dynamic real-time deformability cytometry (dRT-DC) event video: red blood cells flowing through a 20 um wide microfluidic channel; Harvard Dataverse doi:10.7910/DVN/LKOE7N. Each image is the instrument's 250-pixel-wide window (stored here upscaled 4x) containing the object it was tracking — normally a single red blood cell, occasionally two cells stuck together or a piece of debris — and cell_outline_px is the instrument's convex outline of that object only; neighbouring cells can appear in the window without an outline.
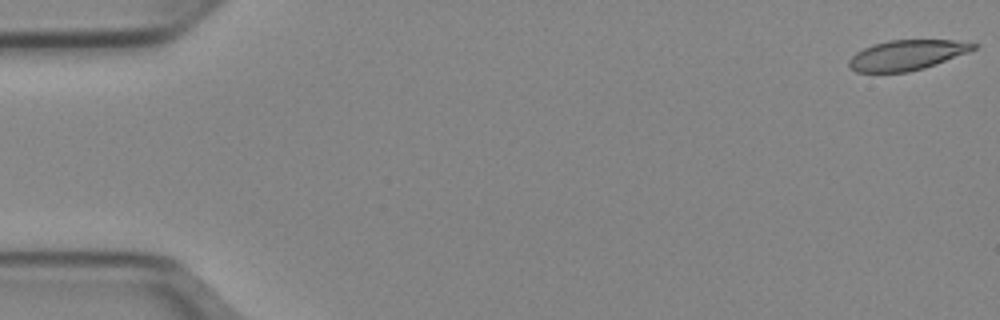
{"species": "Egyptian fruit bat (a non-hibernating species)", "species_latin": "Rousettus aegyptiacus", "temperature_condition": "cold", "stored_images_in_passage": 51, "camera_frame_rate_fps": 3000, "um_per_image_px": 0.085, "animal": {"sex": "female"}, "frame": {"image": 1, "passage_image": 1, "time_ms": 0.0, "image_size_px": [1000, 320], "cell_outline_px": [[980, 44], [976, 48], [968, 52], [936, 64], [924, 68], [908, 72], [856, 72], [848, 68], [848, 60], [856, 52], [872, 44], [888, 40], [952, 40]], "centroid_in_image_um": [77.05, 4.68], "position_along_channel_um": 7.9, "area_um2": 21.91}}
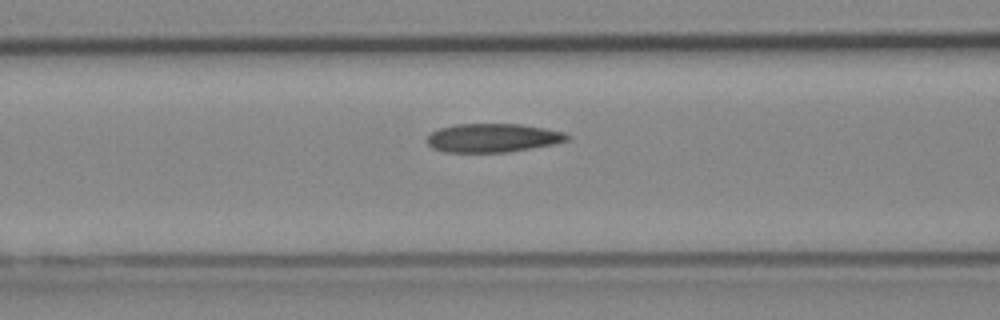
{"frame": {"image": 2, "passage_image": 21, "time_ms": 6.667, "image_size_px": [1000, 320], "cell_outline_px": [[572, 136], [568, 140], [556, 144], [508, 152], [444, 152], [432, 148], [428, 144], [428, 136], [436, 128], [456, 124], [520, 124], [544, 128], [564, 132]], "centroid_in_image_um": [41.9, 11.72], "position_along_channel_um": 124.7, "area_um2": 23.58}}
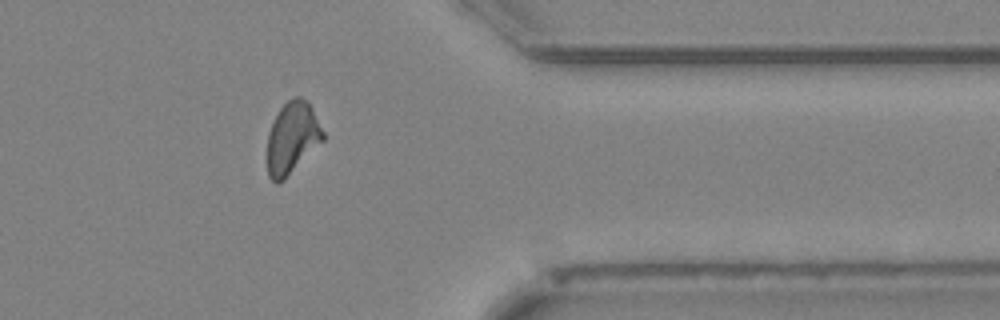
{"frame": {"image": 3, "passage_image": 42, "time_ms": 13.667, "image_size_px": [1000, 320], "cell_outline_px": [[324, 140], [284, 180], [276, 184], [268, 176], [268, 132], [280, 108], [288, 100], [296, 96], [300, 96], [308, 100], [324, 132]], "centroid_in_image_um": [24.85, 11.71], "position_along_channel_um": 386.5, "area_um2": 23.24}, "authors_computed_cell_mechanics": {"area_um2": 23.5246, "velocity_mm_per_s": 3.947, "shape_relaxation_time_tau1_ms": 5.2291, "shape_relaxation_time_tau2_ms": 3.7312, "deformation_change_tau1": 0.1446, "deformation_change_tau2": 0.1028}}